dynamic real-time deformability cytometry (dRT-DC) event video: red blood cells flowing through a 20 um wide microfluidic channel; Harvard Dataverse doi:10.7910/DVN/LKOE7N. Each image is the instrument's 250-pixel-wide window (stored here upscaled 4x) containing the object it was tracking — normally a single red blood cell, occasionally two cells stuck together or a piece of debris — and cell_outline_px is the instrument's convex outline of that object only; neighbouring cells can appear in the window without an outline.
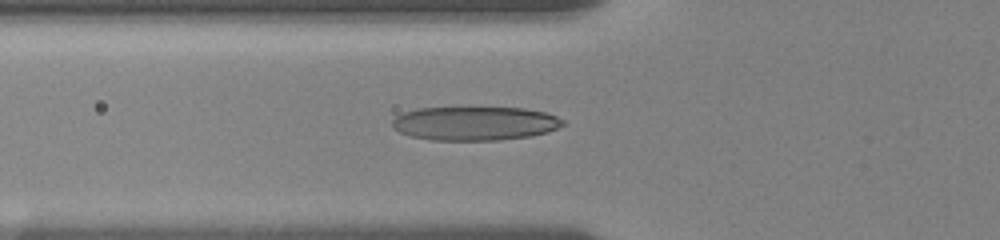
{"species": "human", "species_latin": "Homo sapiens", "temperature_condition": "room temperature", "stored_images_in_passage": 37, "camera_frame_rate_fps": 3000, "um_per_image_px": 0.085, "donor": {"sex": "female"}, "frame": {"image": 1, "passage_image": 2, "time_ms": 0.333, "image_size_px": [1000, 240], "cell_outline_px": [[564, 124], [548, 132], [532, 136], [500, 140], [432, 140], [412, 136], [400, 132], [392, 128], [392, 120], [400, 112], [416, 108], [524, 108], [544, 112], [556, 116], [564, 120]], "centroid_in_image_um": [40.33, 10.49], "position_along_channel_um": 85.5, "area_um2": 33.76}}
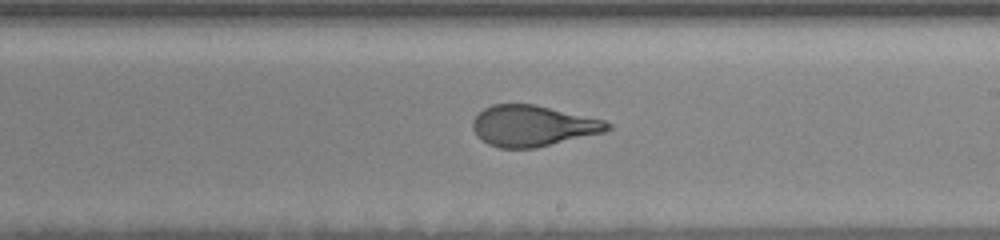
{"frame": {"image": 2, "passage_image": 15, "time_ms": 4.667, "image_size_px": [1000, 240], "cell_outline_px": [[612, 128], [604, 132], [536, 148], [500, 148], [488, 144], [476, 136], [472, 128], [472, 120], [484, 108], [492, 104], [532, 104], [604, 120], [612, 124]], "centroid_in_image_um": [45.26, 10.71], "position_along_channel_um": 243.7, "area_um2": 32.02}}
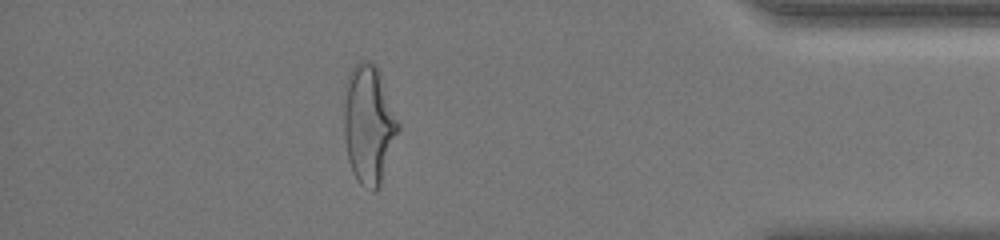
{"frame": {"image": 3, "passage_image": 31, "time_ms": 10.0, "image_size_px": [1000, 240], "cell_outline_px": [[400, 128], [380, 184], [372, 192], [364, 188], [360, 184], [352, 172], [348, 160], [344, 136], [344, 84], [356, 60], [368, 60], [376, 64], [400, 124]], "centroid_in_image_um": [31.32, 10.54], "position_along_channel_um": 403.9, "area_um2": 37.8}, "authors_computed_cell_mechanics": {"area_um2": 33.4084, "velocity_mm_per_s": 3.631, "shape_relaxation_time_tau1_ms": 5.1208, "shape_relaxation_time_tau2_ms": 0.9495, "deformation_change_tau1": 0.209, "deformation_change_tau2": 0.078}}